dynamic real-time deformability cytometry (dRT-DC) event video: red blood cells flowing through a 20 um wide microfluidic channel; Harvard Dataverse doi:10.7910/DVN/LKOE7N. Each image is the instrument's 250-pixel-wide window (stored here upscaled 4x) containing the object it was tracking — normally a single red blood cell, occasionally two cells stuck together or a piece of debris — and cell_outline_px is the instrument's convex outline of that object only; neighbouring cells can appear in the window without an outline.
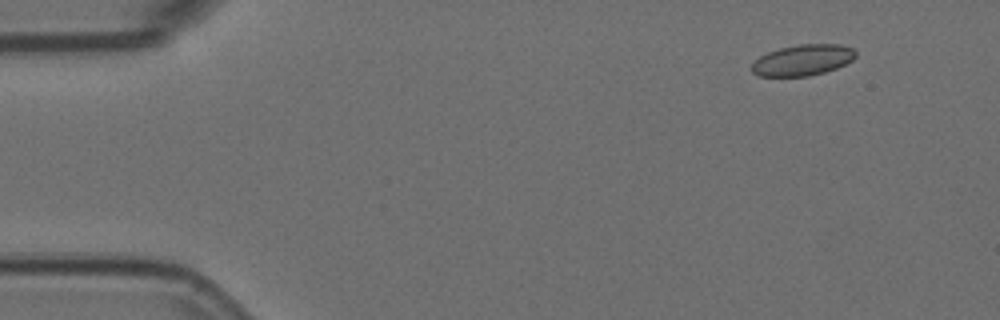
{"species": "Egyptian fruit bat (a non-hibernating species)", "species_latin": "Rousettus aegyptiacus", "temperature_condition": "room temperature", "stored_images_in_passage": 6, "camera_frame_rate_fps": 3000, "um_per_image_px": 0.085, "animal": {"sex": "female"}, "frame": {"image": 1, "passage_image": 1, "time_ms": 0.0, "image_size_px": [1000, 320], "cell_outline_px": [[856, 56], [852, 60], [836, 68], [824, 72], [808, 76], [760, 76], [752, 72], [748, 68], [760, 56], [768, 52], [780, 48], [800, 44], [840, 44], [852, 48], [856, 52]], "centroid_in_image_um": [68.21, 5.11], "position_along_channel_um": 16.8, "area_um2": 18.73}}
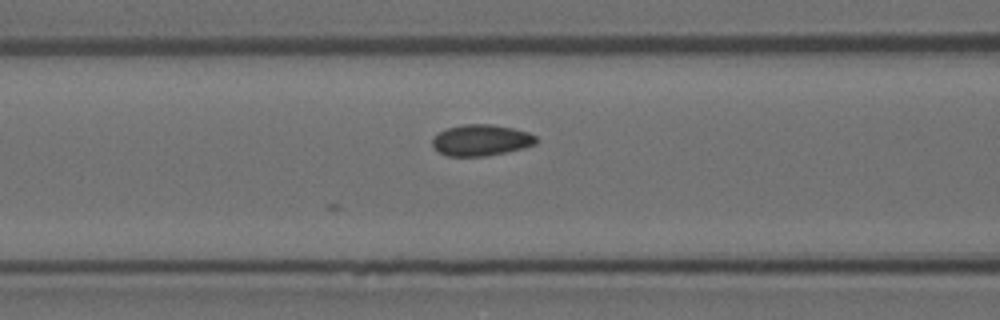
{"frame": {"image": 2, "passage_image": 6, "time_ms": 1.667, "image_size_px": [1000, 320], "cell_outline_px": [[536, 144], [504, 152], [484, 156], [448, 156], [440, 152], [432, 144], [432, 140], [440, 132], [448, 128], [464, 124], [492, 124], [512, 128], [528, 132], [536, 136]], "centroid_in_image_um": [40.9, 11.91], "position_along_channel_um": 125.7, "area_um2": 18.5}}